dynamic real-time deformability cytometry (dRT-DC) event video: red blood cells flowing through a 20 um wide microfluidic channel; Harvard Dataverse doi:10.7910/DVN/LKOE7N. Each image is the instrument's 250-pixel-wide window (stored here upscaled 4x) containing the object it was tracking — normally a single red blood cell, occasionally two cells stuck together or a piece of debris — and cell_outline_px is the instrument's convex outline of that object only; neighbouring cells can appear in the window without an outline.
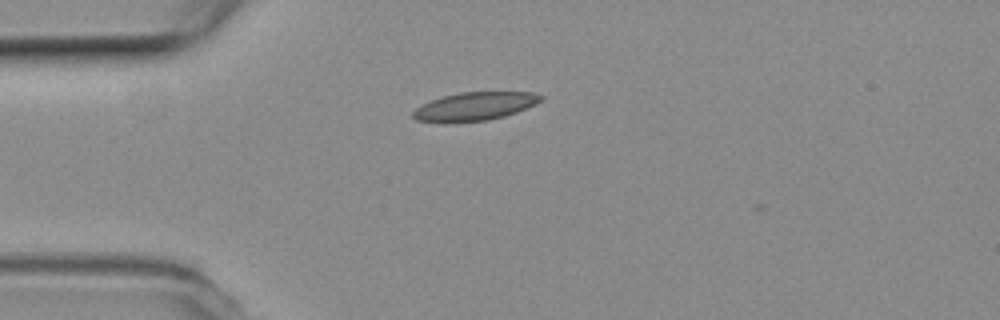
{"species": "common noctule bat (a hibernating species)", "species_latin": "Nyctalus noctula", "temperature_condition": "room temperature", "stored_images_in_passage": 2, "camera_frame_rate_fps": 3000, "um_per_image_px": 0.085, "animal": {"sex": "female", "body_mass_g": 19.3, "forearm_length_mm": 54.1}, "frame": {"image": 1, "passage_image": 1, "time_ms": 0.0, "image_size_px": [1000, 320], "cell_outline_px": [[544, 96], [540, 100], [516, 112], [504, 116], [488, 120], [416, 120], [412, 116], [412, 112], [416, 108], [432, 100], [444, 96], [460, 92], [532, 92]], "centroid_in_image_um": [40.38, 9.0], "position_along_channel_um": 44.6, "area_um2": 20.0}}